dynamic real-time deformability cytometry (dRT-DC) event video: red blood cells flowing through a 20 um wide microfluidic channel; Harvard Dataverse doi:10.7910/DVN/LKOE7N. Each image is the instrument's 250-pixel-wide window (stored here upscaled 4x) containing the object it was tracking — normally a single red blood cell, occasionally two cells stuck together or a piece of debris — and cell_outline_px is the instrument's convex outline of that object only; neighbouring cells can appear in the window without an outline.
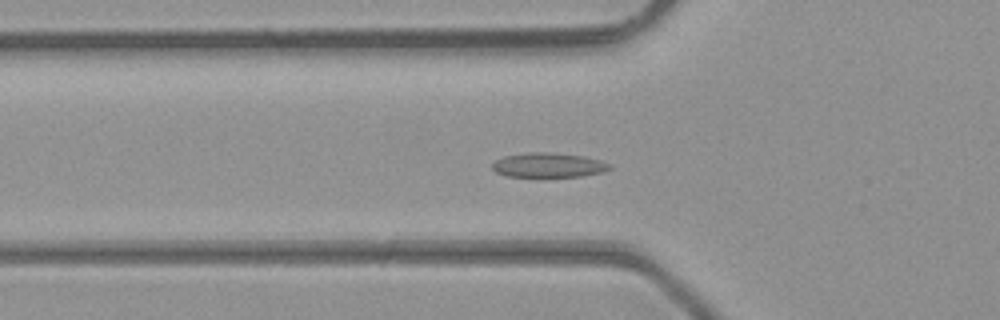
{"species": "common noctule bat (a hibernating species)", "species_latin": "Nyctalus noctula", "temperature_condition": "room temperature", "stored_images_in_passage": 47, "segment_of_instrument_passage": [1, 2], "camera_frame_rate_fps": 3000, "um_per_image_px": 0.085, "animal": {"sex": "male", "body_mass_g": 23.1, "forearm_length_mm": 52.7}, "frame": {"image": 1, "passage_image": 15, "time_ms": 4.667, "image_size_px": [1000, 320], "cell_outline_px": [[612, 168], [604, 172], [580, 176], [508, 176], [496, 172], [492, 168], [492, 164], [496, 160], [504, 156], [532, 152], [548, 152], [584, 156], [600, 160], [612, 164]], "centroid_in_image_um": [46.66, 14.03], "position_along_channel_um": 79.1, "area_um2": 16.65}}
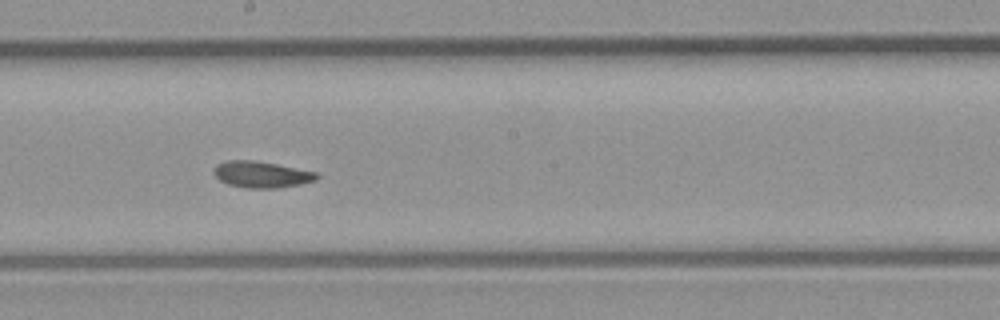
{"frame": {"image": 2, "passage_image": 25, "time_ms": 8.0, "image_size_px": [1000, 320], "cell_outline_px": [[320, 176], [316, 180], [300, 184], [280, 188], [248, 188], [228, 184], [220, 180], [216, 176], [216, 164], [228, 160], [252, 160], [276, 164], [320, 172]], "centroid_in_image_um": [22.31, 14.83], "position_along_channel_um": 225.9, "area_um2": 15.78}}
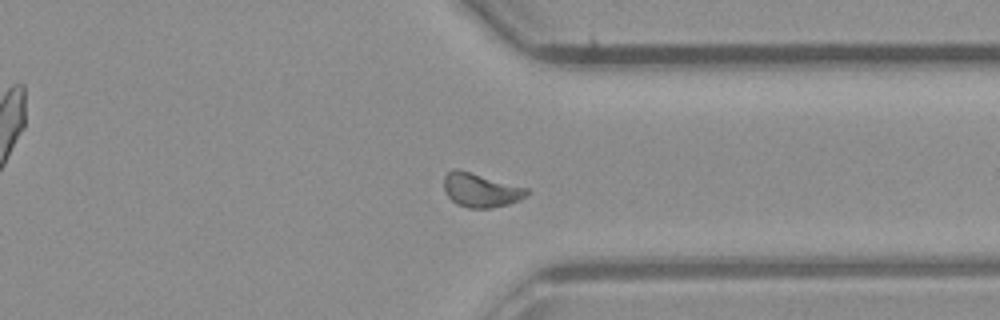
{"frame": {"image": 3, "passage_image": 35, "time_ms": 11.333, "image_size_px": [1000, 320], "cell_outline_px": [[532, 192], [528, 196], [520, 200], [508, 204], [492, 208], [468, 208], [456, 204], [448, 196], [444, 188], [444, 176], [452, 168], [456, 168], [528, 188]], "centroid_in_image_um": [40.89, 16.17], "position_along_channel_um": 370.5, "area_um2": 16.53}}